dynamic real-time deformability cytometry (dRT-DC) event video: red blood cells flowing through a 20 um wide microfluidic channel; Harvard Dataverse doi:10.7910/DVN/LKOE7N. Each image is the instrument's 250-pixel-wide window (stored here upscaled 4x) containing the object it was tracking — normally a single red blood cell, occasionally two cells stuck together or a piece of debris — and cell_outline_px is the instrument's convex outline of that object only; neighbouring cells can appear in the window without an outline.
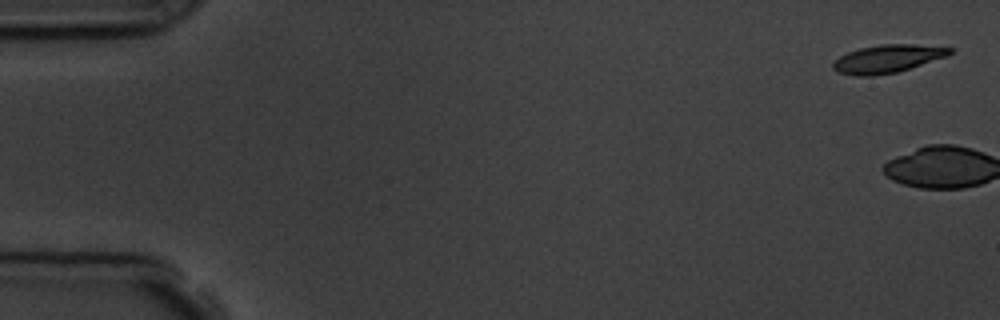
{"species": "common noctule bat (a hibernating species)", "species_latin": "Nyctalus noctula", "temperature_condition": "room temperature", "stored_images_in_passage": 10, "camera_frame_rate_fps": 3000, "um_per_image_px": 0.085, "animal": {"sex": "male", "body_mass_g": 19.5, "forearm_length_mm": 54.6}, "frame": {"image": 1, "passage_image": 1, "time_ms": 0.0, "image_size_px": [1000, 320], "cell_outline_px": [[952, 52], [948, 56], [896, 72], [872, 76], [852, 76], [836, 72], [832, 68], [832, 64], [840, 56], [848, 52], [860, 48], [880, 44], [912, 44], [952, 48]], "centroid_in_image_um": [75.4, 5.0], "position_along_channel_um": 9.6, "area_um2": 18.96}}